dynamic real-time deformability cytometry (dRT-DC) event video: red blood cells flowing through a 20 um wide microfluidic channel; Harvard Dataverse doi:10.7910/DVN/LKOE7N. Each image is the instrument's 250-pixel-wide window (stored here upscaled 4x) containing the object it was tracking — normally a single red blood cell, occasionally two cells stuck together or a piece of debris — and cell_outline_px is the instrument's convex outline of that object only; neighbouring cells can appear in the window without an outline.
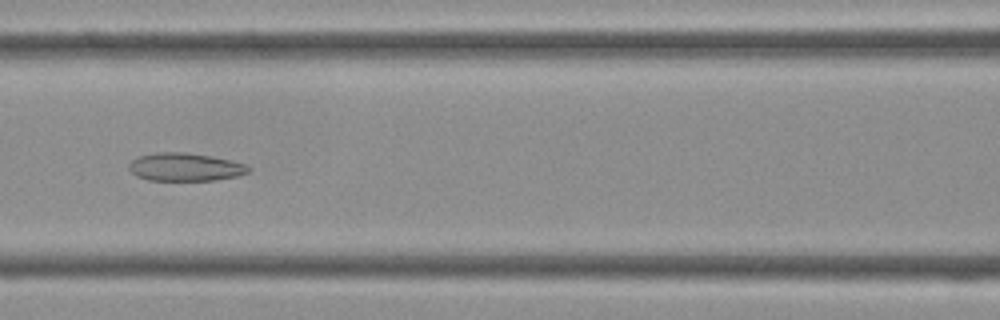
{"species": "Egyptian fruit bat (a non-hibernating species)", "species_latin": "Rousettus aegyptiacus", "temperature_condition": "cold", "stored_images_in_passage": 36, "camera_frame_rate_fps": 3000, "um_per_image_px": 0.085, "frame": {"image": 1, "passage_image": 11, "time_ms": 3.333, "image_size_px": [1000, 320], "cell_outline_px": [[252, 168], [248, 172], [236, 176], [216, 180], [148, 180], [136, 176], [128, 168], [128, 164], [132, 160], [140, 156], [156, 152], [184, 152], [208, 156], [228, 160], [244, 164]], "centroid_in_image_um": [15.69, 14.2], "position_along_channel_um": 150.9, "area_um2": 19.31}}
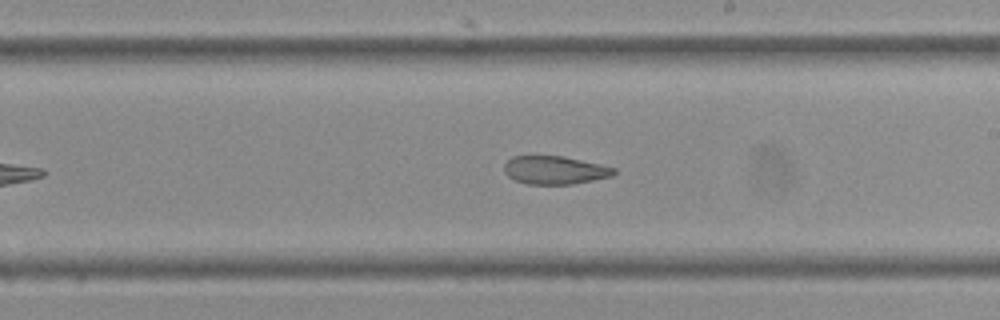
{"frame": {"image": 2, "passage_image": 17, "time_ms": 5.333, "image_size_px": [1000, 320], "cell_outline_px": [[616, 172], [612, 176], [572, 184], [528, 184], [516, 180], [508, 176], [504, 172], [504, 164], [512, 156], [532, 152], [564, 156], [600, 164], [616, 168]], "centroid_in_image_um": [47.09, 14.4], "position_along_channel_um": 241.9, "area_um2": 18.73}}
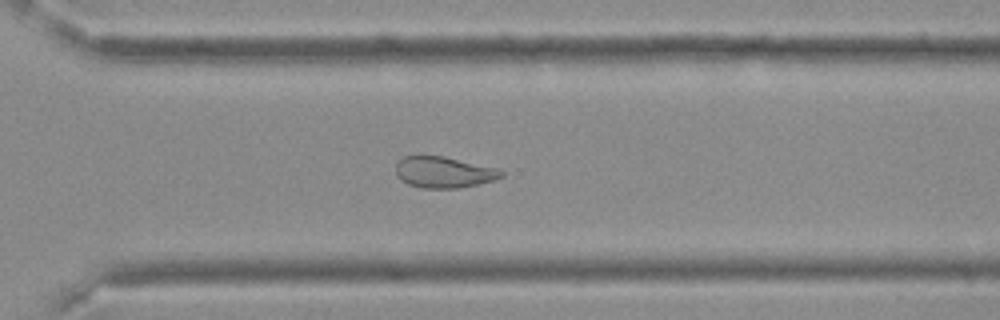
{"frame": {"image": 3, "passage_image": 23, "time_ms": 7.333, "image_size_px": [1000, 320], "cell_outline_px": [[504, 176], [496, 180], [460, 188], [420, 188], [408, 184], [400, 180], [396, 176], [396, 160], [404, 156], [444, 156], [496, 168], [504, 172]], "centroid_in_image_um": [37.7, 14.64], "position_along_channel_um": 332.9, "area_um2": 19.36}}